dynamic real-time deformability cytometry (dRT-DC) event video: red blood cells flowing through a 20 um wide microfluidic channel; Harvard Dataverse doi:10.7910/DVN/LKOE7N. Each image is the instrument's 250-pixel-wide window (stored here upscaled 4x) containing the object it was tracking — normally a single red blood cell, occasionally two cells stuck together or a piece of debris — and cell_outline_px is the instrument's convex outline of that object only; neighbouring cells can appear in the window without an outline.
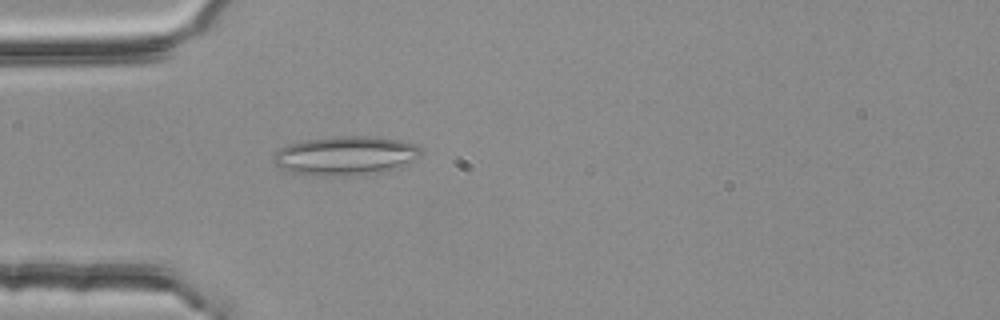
{"species": "common noctule bat (a hibernating species)", "species_latin": "Nyctalus noctula", "temperature_condition": "room temperature", "stored_images_in_passage": 43, "segment_of_instrument_passage": [1, 2], "camera_frame_rate_fps": 3000, "um_per_image_px": 0.085, "animal": {"sex": "female", "body_mass_g": 25.1}, "frame": {"image": 1, "passage_image": 5, "time_ms": 1.333, "image_size_px": [1000, 320], "cell_outline_px": [[420, 156], [392, 168], [380, 172], [352, 176], [316, 176], [288, 172], [280, 168], [272, 160], [272, 156], [280, 148], [288, 144], [304, 140], [340, 136], [372, 136], [400, 140], [416, 144], [420, 148]], "centroid_in_image_um": [29.29, 13.23], "position_along_channel_um": 55.7, "area_um2": 33.47}}